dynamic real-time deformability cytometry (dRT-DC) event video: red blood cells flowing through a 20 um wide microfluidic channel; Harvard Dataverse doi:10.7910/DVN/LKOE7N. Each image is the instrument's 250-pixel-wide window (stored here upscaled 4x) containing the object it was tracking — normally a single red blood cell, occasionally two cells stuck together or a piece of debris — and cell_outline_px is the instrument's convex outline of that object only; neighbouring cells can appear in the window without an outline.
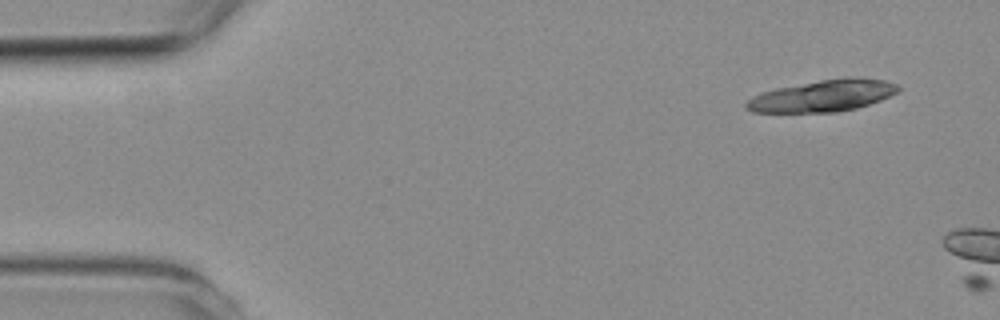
{"species": "common noctule bat (a hibernating species)", "species_latin": "Nyctalus noctula", "temperature_condition": "room temperature", "stored_images_in_passage": 2, "camera_frame_rate_fps": 3000, "um_per_image_px": 0.085, "animal": {"sex": "female", "body_mass_g": 19.3, "forearm_length_mm": 54.1}, "frame": {"image": 1, "passage_image": 1, "time_ms": 0.0, "image_size_px": [1000, 320], "cell_outline_px": [[900, 92], [880, 100], [856, 108], [836, 112], [752, 112], [744, 104], [752, 96], [776, 88], [820, 80], [848, 76], [856, 76], [884, 80], [896, 84], [900, 88]], "centroid_in_image_um": [69.99, 8.13], "position_along_channel_um": 15.0, "area_um2": 28.03}}